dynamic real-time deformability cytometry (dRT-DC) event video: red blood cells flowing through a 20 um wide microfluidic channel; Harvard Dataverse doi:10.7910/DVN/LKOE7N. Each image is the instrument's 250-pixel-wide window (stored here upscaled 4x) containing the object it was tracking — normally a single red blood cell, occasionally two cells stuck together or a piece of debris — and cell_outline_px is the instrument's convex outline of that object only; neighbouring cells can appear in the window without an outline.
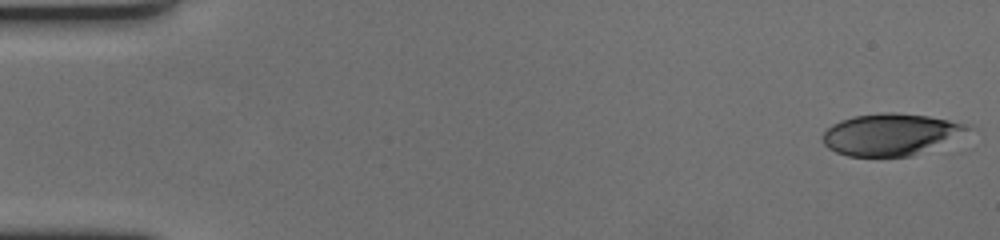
{"species": "human", "species_latin": "Homo sapiens", "temperature_condition": "cold", "stored_images_in_passage": 60, "camera_frame_rate_fps": 3000, "um_per_image_px": 0.085, "donor": {"sex": "female"}, "frame": {"image": 1, "passage_image": 1, "time_ms": 0.0, "image_size_px": [1000, 240], "cell_outline_px": [[976, 128], [912, 156], [848, 156], [836, 152], [828, 148], [824, 144], [820, 136], [832, 124], [840, 120], [852, 116], [880, 112], [896, 112], [928, 116], [972, 124]], "centroid_in_image_um": [75.69, 11.4], "position_along_channel_um": 9.3, "area_um2": 35.37}}
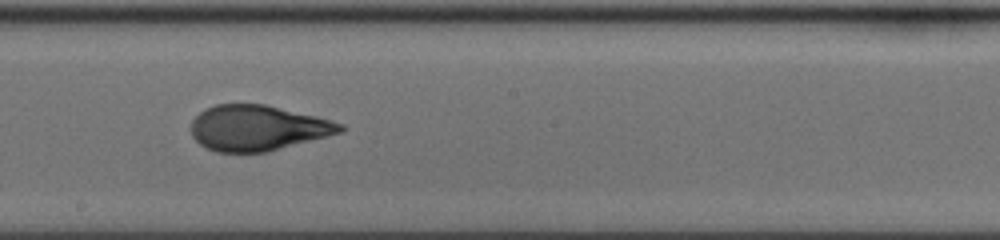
{"frame": {"image": 2, "passage_image": 34, "time_ms": 11.0, "image_size_px": [1000, 240], "cell_outline_px": [[344, 128], [340, 132], [268, 152], [216, 152], [200, 144], [192, 136], [192, 120], [204, 108], [216, 104], [264, 104], [316, 116], [332, 120], [344, 124]], "centroid_in_image_um": [21.88, 10.87], "position_along_channel_um": 226.3, "area_um2": 39.25}}
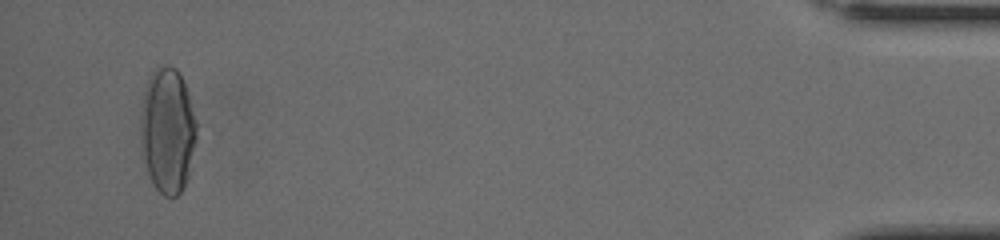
{"frame": {"image": 3, "passage_image": 58, "time_ms": 19.0, "image_size_px": [1000, 240], "cell_outline_px": [[196, 140], [188, 176], [180, 192], [176, 196], [164, 196], [156, 188], [148, 172], [140, 152], [140, 120], [144, 92], [148, 80], [156, 64], [168, 64], [176, 68], [184, 84], [196, 120]], "centroid_in_image_um": [14.21, 11.07], "position_along_channel_um": 421.0, "area_um2": 40.92}, "authors_computed_cell_mechanics": {"area_um2": 39.5063, "velocity_mm_per_s": 3.4086, "shape_relaxation_time_tau1_ms": 5.6796, "shape_relaxation_time_tau2_ms": 1.0266, "deformation_change_tau1": 0.2029, "deformation_change_tau2": 0.0714}}